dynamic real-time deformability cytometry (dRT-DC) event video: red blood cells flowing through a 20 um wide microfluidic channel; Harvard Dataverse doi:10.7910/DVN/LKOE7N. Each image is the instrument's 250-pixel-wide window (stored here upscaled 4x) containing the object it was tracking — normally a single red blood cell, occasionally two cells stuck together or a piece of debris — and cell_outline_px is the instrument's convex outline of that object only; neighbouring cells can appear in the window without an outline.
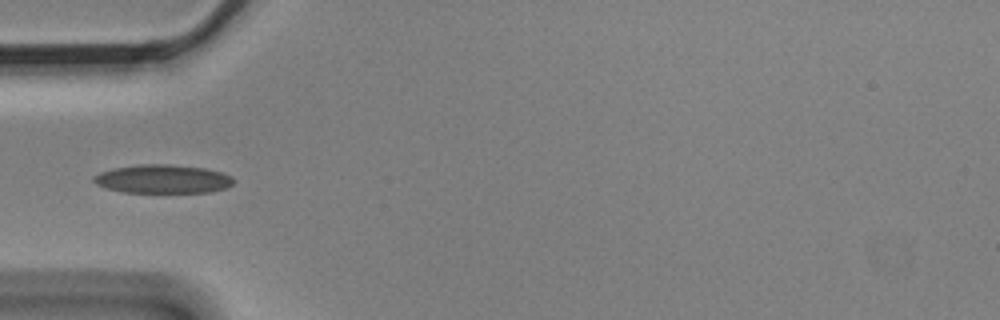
{"species": "Egyptian fruit bat (a non-hibernating species)", "species_latin": "Rousettus aegyptiacus", "temperature_condition": "cold", "stored_images_in_passage": 13, "camera_frame_rate_fps": 3000, "um_per_image_px": 0.085, "animal": {"sex": "male"}, "frame": {"image": 1, "passage_image": 3, "time_ms": 0.667, "image_size_px": [1000, 320], "cell_outline_px": [[236, 180], [232, 184], [224, 188], [208, 192], [120, 192], [96, 184], [92, 180], [92, 176], [100, 172], [112, 168], [140, 164], [168, 164], [204, 168], [220, 172], [232, 176]], "centroid_in_image_um": [13.8, 15.21], "position_along_channel_um": 71.2, "area_um2": 23.29}}
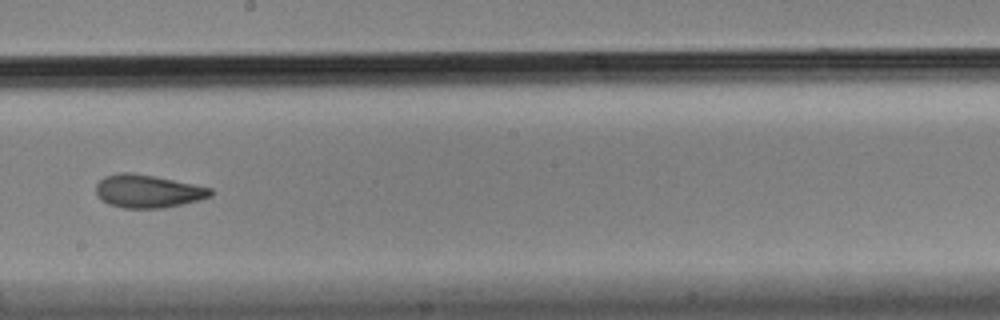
{"frame": {"image": 2, "passage_image": 7, "time_ms": 2.0, "image_size_px": [1000, 320], "cell_outline_px": [[212, 196], [200, 200], [184, 204], [164, 208], [124, 208], [108, 204], [96, 192], [96, 184], [104, 176], [120, 172], [128, 172], [152, 176], [212, 188]], "centroid_in_image_um": [12.58, 16.26], "position_along_channel_um": 235.6, "area_um2": 21.85}}
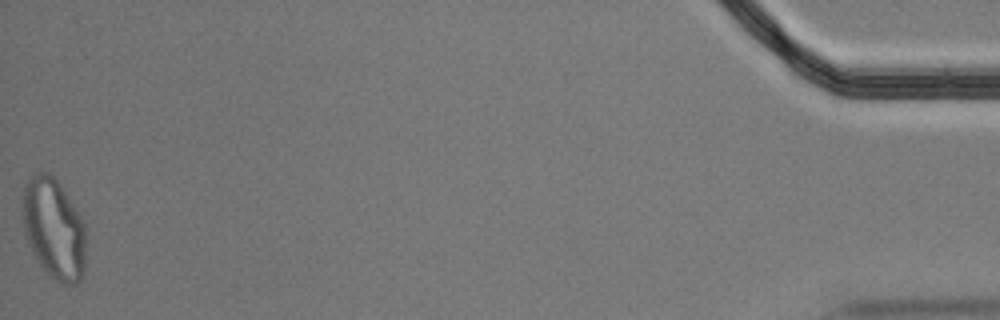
{"frame": {"image": 3, "passage_image": 13, "time_ms": 4.0, "image_size_px": [1000, 320], "cell_outline_px": [[84, 268], [80, 280], [76, 284], [64, 284], [48, 276], [40, 264], [24, 232], [24, 184], [36, 172], [44, 172], [52, 176], [60, 184], [84, 220]], "centroid_in_image_um": [4.6, 19.44], "position_along_channel_um": 430.6, "area_um2": 36.47}}